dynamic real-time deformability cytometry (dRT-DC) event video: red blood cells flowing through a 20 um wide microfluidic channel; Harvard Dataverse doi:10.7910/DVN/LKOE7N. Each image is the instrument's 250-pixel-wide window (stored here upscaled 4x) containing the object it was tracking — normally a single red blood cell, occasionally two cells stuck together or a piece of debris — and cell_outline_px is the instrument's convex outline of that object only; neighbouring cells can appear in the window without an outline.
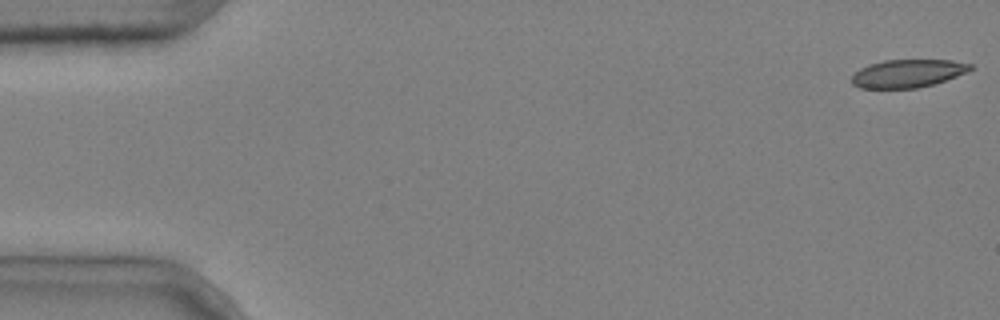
{"species": "common noctule bat (a hibernating species)", "species_latin": "Nyctalus noctula", "temperature_condition": "cold", "stored_images_in_passage": 48, "camera_frame_rate_fps": 3000, "um_per_image_px": 0.085, "animal": {"sex": "male", "body_mass_g": 20.4}, "frame": {"image": 1, "passage_image": 1, "time_ms": 0.0, "image_size_px": [1000, 320], "cell_outline_px": [[972, 68], [968, 72], [932, 84], [916, 88], [860, 88], [852, 84], [852, 76], [860, 68], [868, 64], [884, 60], [952, 60], [972, 64]], "centroid_in_image_um": [77.14, 6.23], "position_along_channel_um": 7.9, "area_um2": 19.25}}
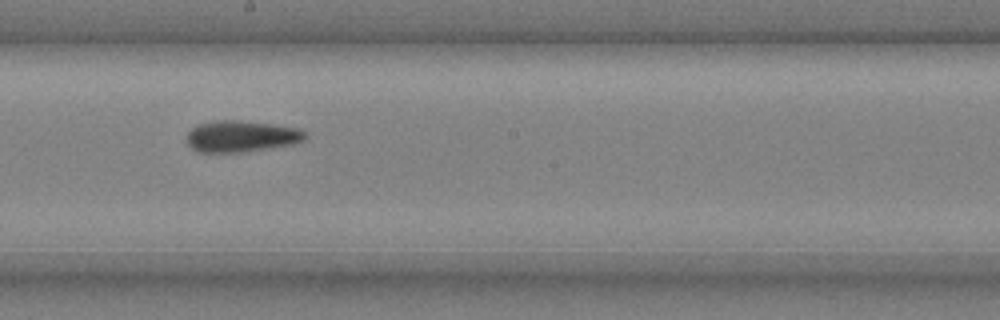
{"frame": {"image": 2, "passage_image": 30, "time_ms": 9.667, "image_size_px": [1000, 320], "cell_outline_px": [[308, 136], [304, 140], [292, 144], [244, 152], [200, 152], [192, 148], [188, 144], [188, 132], [192, 128], [200, 124], [216, 120], [236, 120], [272, 124], [300, 128]], "centroid_in_image_um": [20.53, 11.58], "position_along_channel_um": 227.7, "area_um2": 21.5}}
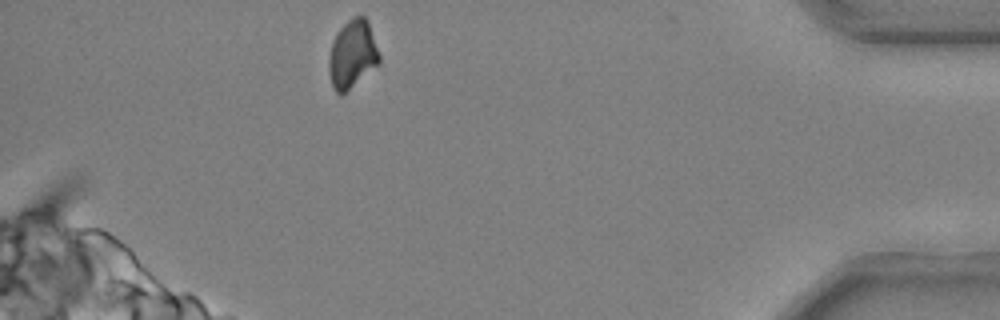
{"frame": {"image": 3, "passage_image": 48, "time_ms": 15.667, "image_size_px": [1000, 320], "cell_outline_px": [[380, 64], [340, 96], [332, 88], [328, 72], [328, 60], [332, 40], [336, 32], [352, 16], [364, 16], [368, 20], [380, 56]], "centroid_in_image_um": [29.93, 4.62], "position_along_channel_um": 405.3, "area_um2": 20.29}, "authors_computed_cell_mechanics": {"area_um2": 21.2704, "velocity_mm_per_s": 3.6847, "shape_relaxation_time_tau1_ms": 3.0152, "shape_relaxation_time_tau2_ms": 3.4272, "deformation_change_tau1": 0.1175, "deformation_change_tau2": 0.1075}}